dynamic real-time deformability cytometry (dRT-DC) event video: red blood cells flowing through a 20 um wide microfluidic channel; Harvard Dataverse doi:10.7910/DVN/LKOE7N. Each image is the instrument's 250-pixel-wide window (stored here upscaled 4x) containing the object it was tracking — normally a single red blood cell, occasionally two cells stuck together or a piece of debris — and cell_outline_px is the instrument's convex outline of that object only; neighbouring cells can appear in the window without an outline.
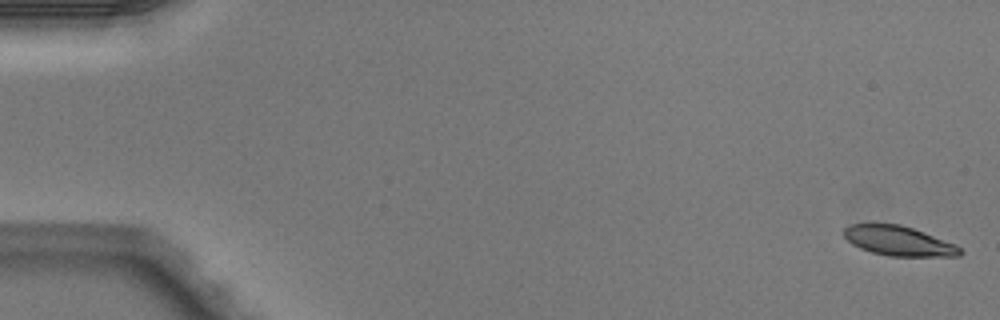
{"species": "Egyptian fruit bat (a non-hibernating species)", "species_latin": "Rousettus aegyptiacus", "temperature_condition": "warm", "stored_images_in_passage": 5, "camera_frame_rate_fps": 3000, "um_per_image_px": 0.085, "animal": {"sex": "male"}, "frame": {"image": 1, "passage_image": 1, "time_ms": 0.0, "image_size_px": [1000, 320], "cell_outline_px": [[964, 252], [960, 256], [888, 256], [872, 252], [860, 248], [852, 244], [844, 236], [844, 228], [852, 224], [900, 224], [924, 232], [956, 244]], "centroid_in_image_um": [76.41, 20.48], "position_along_channel_um": 8.6, "area_um2": 20.0}}